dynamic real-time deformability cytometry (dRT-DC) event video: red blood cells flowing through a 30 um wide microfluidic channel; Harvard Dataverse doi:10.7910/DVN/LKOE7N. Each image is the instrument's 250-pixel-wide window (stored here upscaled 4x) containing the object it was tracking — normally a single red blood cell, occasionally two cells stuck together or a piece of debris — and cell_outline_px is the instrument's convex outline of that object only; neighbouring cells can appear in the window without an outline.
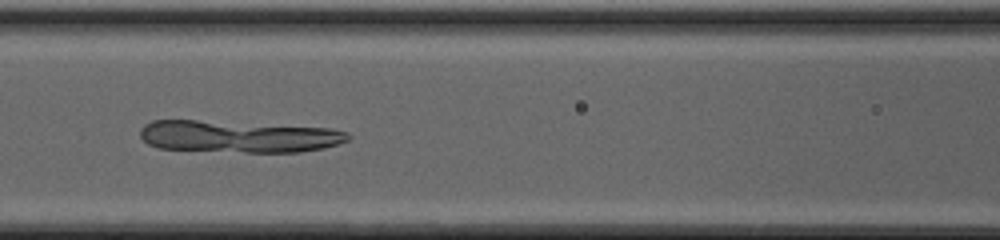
{"species": "common noctule bat (a hibernating species)", "species_latin": "Nyctalus noctula", "temperature_condition": "cold", "stored_images_in_passage": 31, "camera_frame_rate_fps": 3000, "um_per_image_px": 0.085, "animal": {"sex": "female", "body_mass_g": 20.0, "forearm_length_mm": 54.0}, "frame": {"image": 1, "passage_image": 6, "time_ms": 1.667, "image_size_px": [1000, 240], "cell_outline_px": [[352, 136], [348, 140], [324, 148], [300, 152], [244, 152], [156, 148], [148, 144], [140, 136], [140, 128], [144, 124], [152, 120], [196, 120], [332, 128], [348, 132]], "centroid_in_image_um": [20.26, 11.6], "position_along_channel_um": 146.3, "area_um2": 38.78}}